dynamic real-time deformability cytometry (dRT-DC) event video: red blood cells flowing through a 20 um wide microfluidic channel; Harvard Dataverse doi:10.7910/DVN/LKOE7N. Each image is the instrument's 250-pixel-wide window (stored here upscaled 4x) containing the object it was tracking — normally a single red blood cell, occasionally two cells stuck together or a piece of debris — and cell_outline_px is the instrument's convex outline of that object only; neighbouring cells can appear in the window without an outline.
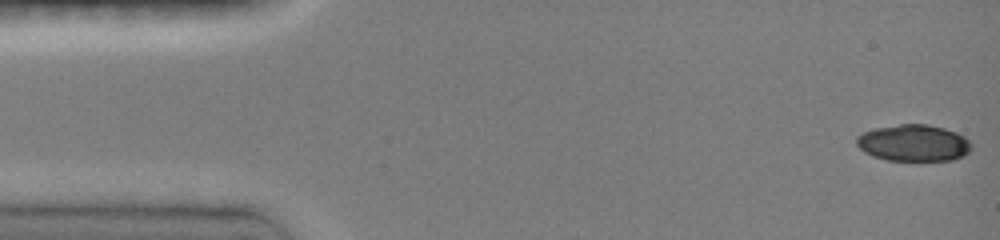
{"species": "common noctule bat (a hibernating species)", "species_latin": "Nyctalus noctula", "temperature_condition": "room temperature", "stored_images_in_passage": 12, "camera_frame_rate_fps": 3000, "um_per_image_px": 0.085, "animal": {"sex": "female", "body_mass_g": 19.0, "forearm_length_mm": 51.5}, "frame": {"image": 1, "passage_image": 1, "time_ms": 0.0, "image_size_px": [1000, 240], "cell_outline_px": [[972, 148], [964, 156], [952, 160], [884, 160], [872, 156], [864, 152], [856, 144], [856, 136], [864, 132], [876, 128], [900, 124], [928, 124], [944, 128], [956, 132], [964, 136], [972, 144]], "centroid_in_image_um": [77.66, 12.15], "position_along_channel_um": 7.3, "area_um2": 24.62}}
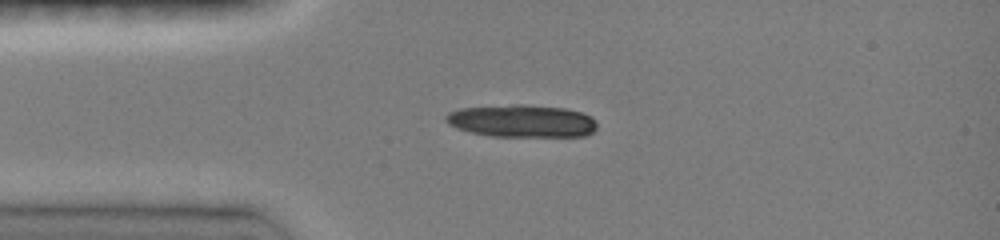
{"frame": {"image": 2, "passage_image": 7, "time_ms": 3.333, "image_size_px": [1000, 240], "cell_outline_px": [[596, 128], [592, 132], [584, 136], [492, 136], [472, 132], [456, 128], [448, 124], [444, 120], [444, 116], [448, 112], [460, 108], [512, 104], [524, 104], [564, 108], [580, 112], [592, 116], [596, 124]], "centroid_in_image_um": [44.32, 10.27], "position_along_channel_um": 40.7, "area_um2": 28.73}}